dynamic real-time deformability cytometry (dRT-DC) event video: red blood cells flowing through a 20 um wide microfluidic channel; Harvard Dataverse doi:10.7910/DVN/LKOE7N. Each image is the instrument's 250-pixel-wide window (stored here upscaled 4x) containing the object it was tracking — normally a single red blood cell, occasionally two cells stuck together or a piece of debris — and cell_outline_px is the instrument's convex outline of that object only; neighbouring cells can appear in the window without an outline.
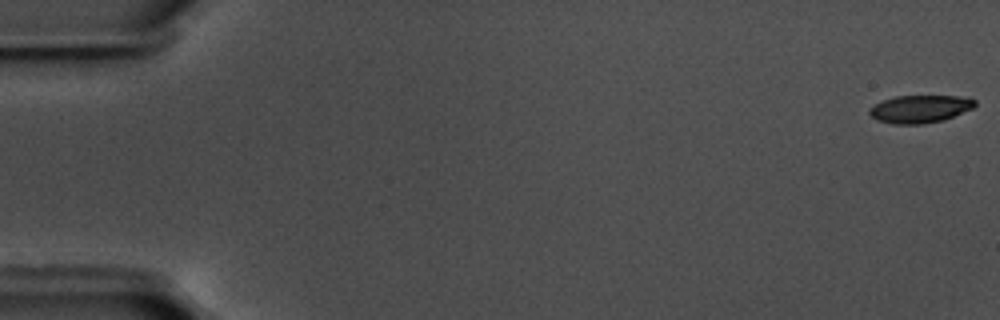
{"species": "common noctule bat (a hibernating species)", "species_latin": "Nyctalus noctula", "temperature_condition": "warm", "stored_images_in_passage": 15, "camera_frame_rate_fps": 3000, "um_per_image_px": 0.085, "animal": {"sex": "male", "body_mass_g": 17.5, "forearm_length_mm": 52.3}, "frame": {"image": 1, "passage_image": 1, "time_ms": 0.0, "image_size_px": [1000, 320], "cell_outline_px": [[976, 104], [972, 108], [944, 120], [924, 124], [892, 124], [876, 120], [868, 112], [868, 108], [884, 100], [896, 96], [956, 96], [976, 100]], "centroid_in_image_um": [78.16, 9.27], "position_along_channel_um": 6.8, "area_um2": 16.94}}
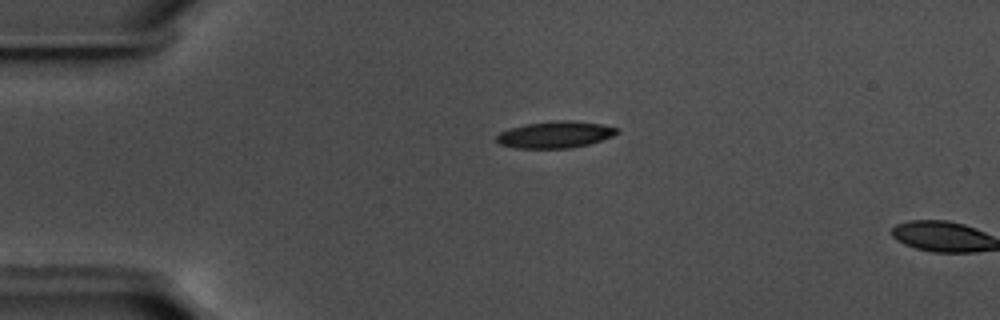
{"frame": {"image": 2, "passage_image": 14, "time_ms": 4.333, "image_size_px": [1000, 320], "cell_outline_px": [[620, 132], [612, 136], [588, 144], [572, 148], [516, 148], [500, 144], [496, 140], [496, 136], [500, 132], [508, 128], [524, 124], [560, 120], [572, 120], [600, 124], [616, 128]], "centroid_in_image_um": [47.16, 11.44], "position_along_channel_um": 37.8, "area_um2": 18.67}}